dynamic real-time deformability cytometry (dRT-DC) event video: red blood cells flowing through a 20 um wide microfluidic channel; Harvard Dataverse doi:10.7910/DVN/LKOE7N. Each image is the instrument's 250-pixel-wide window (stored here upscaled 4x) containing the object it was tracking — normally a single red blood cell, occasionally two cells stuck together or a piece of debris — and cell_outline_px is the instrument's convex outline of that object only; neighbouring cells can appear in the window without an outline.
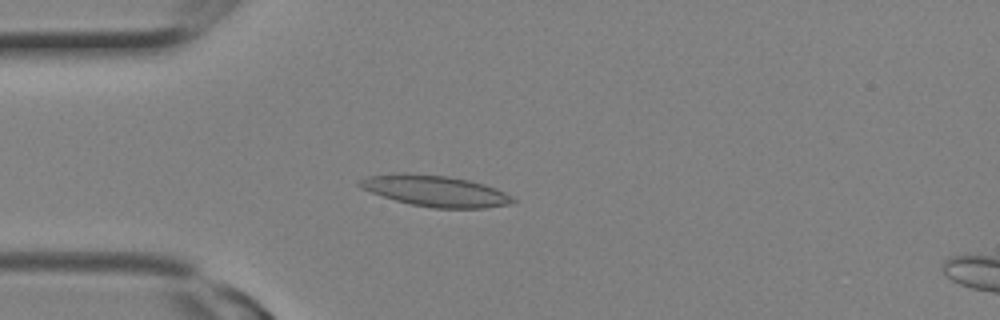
{"species": "Egyptian fruit bat (a non-hibernating species)", "species_latin": "Rousettus aegyptiacus", "temperature_condition": "room temperature", "stored_images_in_passage": 13, "camera_frame_rate_fps": 3000, "um_per_image_px": 0.085, "animal": {"sex": "female"}, "frame": {"image": 1, "passage_image": 6, "time_ms": 1.667, "image_size_px": [1000, 320], "cell_outline_px": [[516, 200], [508, 204], [484, 208], [432, 208], [412, 204], [396, 200], [372, 192], [356, 184], [360, 180], [368, 176], [388, 172], [408, 172], [448, 176], [468, 180], [484, 184], [496, 188], [512, 196]], "centroid_in_image_um": [36.98, 16.2], "position_along_channel_um": 48.0, "area_um2": 27.74}}
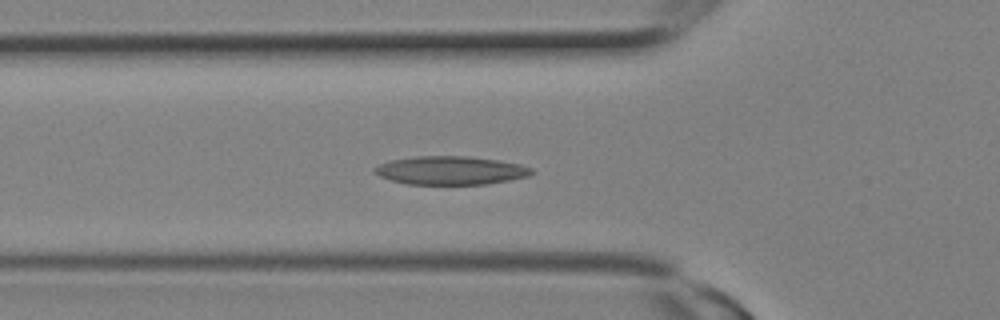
{"frame": {"image": 2, "passage_image": 8, "time_ms": 2.333, "image_size_px": [1000, 320], "cell_outline_px": [[536, 172], [528, 176], [508, 180], [484, 184], [408, 184], [392, 180], [380, 176], [372, 172], [372, 168], [380, 164], [392, 160], [416, 156], [468, 156], [496, 160], [520, 164], [532, 168]], "centroid_in_image_um": [38.3, 14.48], "position_along_channel_um": 87.5, "area_um2": 25.89}}
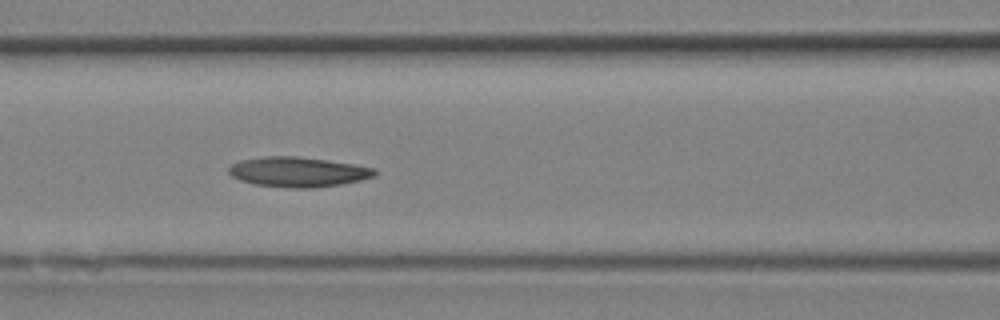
{"frame": {"image": 3, "passage_image": 10, "time_ms": 3.0, "image_size_px": [1000, 320], "cell_outline_px": [[380, 172], [376, 176], [360, 180], [340, 184], [312, 188], [288, 188], [256, 184], [240, 180], [232, 176], [228, 172], [228, 168], [232, 164], [240, 160], [264, 156], [296, 156], [328, 160], [376, 168]], "centroid_in_image_um": [25.35, 14.61], "position_along_channel_um": 141.2, "area_um2": 25.55}}